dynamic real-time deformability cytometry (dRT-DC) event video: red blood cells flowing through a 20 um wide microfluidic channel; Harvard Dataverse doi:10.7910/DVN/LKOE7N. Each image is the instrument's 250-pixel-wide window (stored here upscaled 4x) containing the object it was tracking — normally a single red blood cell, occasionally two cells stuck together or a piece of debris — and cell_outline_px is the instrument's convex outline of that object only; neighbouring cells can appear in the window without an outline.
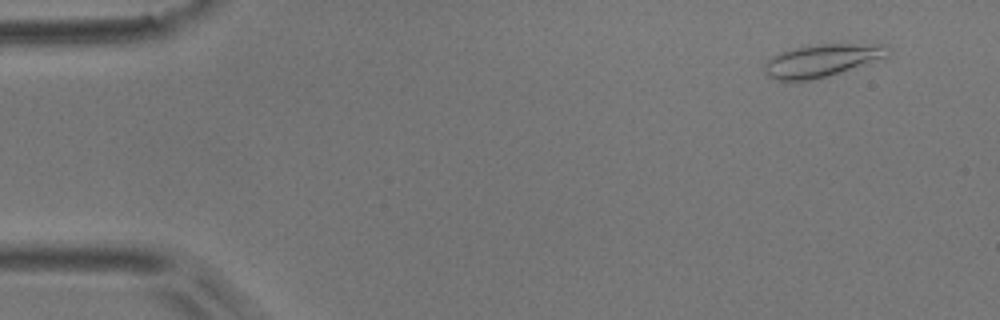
{"species": "common noctule bat (a hibernating species)", "species_latin": "Nyctalus noctula", "temperature_condition": "room temperature", "stored_images_in_passage": 54, "camera_frame_rate_fps": 3000, "um_per_image_px": 0.085, "animal": {"sex": "male", "body_mass_g": 17.9}, "frame": {"image": 1, "passage_image": 4, "time_ms": 1.0, "image_size_px": [1000, 320], "cell_outline_px": [[892, 52], [888, 56], [868, 64], [828, 76], [812, 80], [776, 80], [768, 76], [764, 68], [764, 64], [768, 60], [780, 52], [792, 48], [816, 44], [888, 44], [892, 48]], "centroid_in_image_um": [69.94, 5.13], "position_along_channel_um": 15.1, "area_um2": 23.7}}
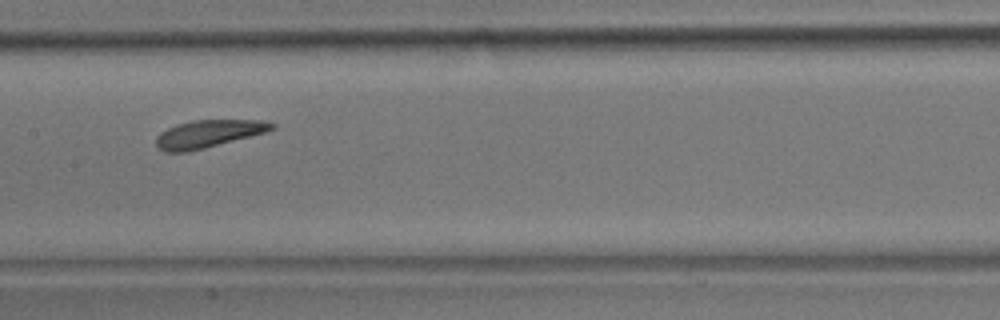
{"frame": {"image": 2, "passage_image": 27, "time_ms": 8.667, "image_size_px": [1000, 320], "cell_outline_px": [[276, 128], [264, 132], [204, 148], [188, 152], [164, 152], [156, 144], [156, 136], [160, 132], [176, 124], [192, 120], [264, 120], [276, 124]], "centroid_in_image_um": [17.68, 11.36], "position_along_channel_um": 189.7, "area_um2": 18.44}}
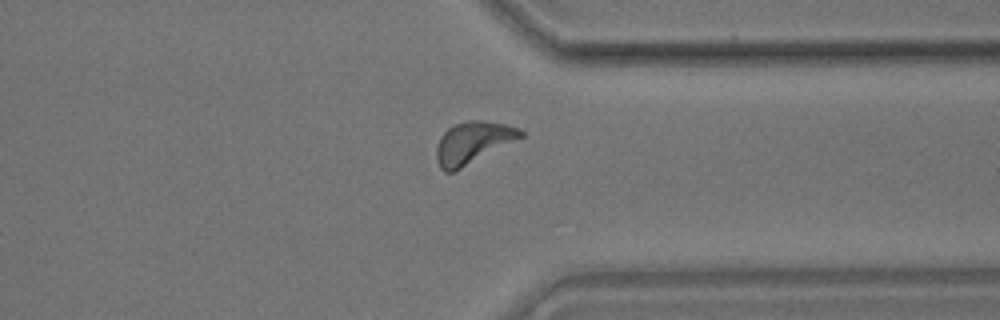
{"frame": {"image": 3, "passage_image": 42, "time_ms": 13.667, "image_size_px": [1000, 320], "cell_outline_px": [[524, 136], [456, 172], [444, 172], [440, 168], [436, 160], [436, 148], [440, 136], [448, 128], [456, 124], [468, 120], [484, 120], [504, 124], [520, 128], [524, 132]], "centroid_in_image_um": [40.18, 12.14], "position_along_channel_um": 371.2, "area_um2": 20.81}, "authors_computed_cell_mechanics": {"area_um2": 19.0162, "velocity_mm_per_s": 3.6727, "shape_relaxation_time_tau1_ms": 4.1911, "shape_relaxation_time_tau2_ms": null, "deformation_change_tau1": 0.1056, "deformation_change_tau2": null}}